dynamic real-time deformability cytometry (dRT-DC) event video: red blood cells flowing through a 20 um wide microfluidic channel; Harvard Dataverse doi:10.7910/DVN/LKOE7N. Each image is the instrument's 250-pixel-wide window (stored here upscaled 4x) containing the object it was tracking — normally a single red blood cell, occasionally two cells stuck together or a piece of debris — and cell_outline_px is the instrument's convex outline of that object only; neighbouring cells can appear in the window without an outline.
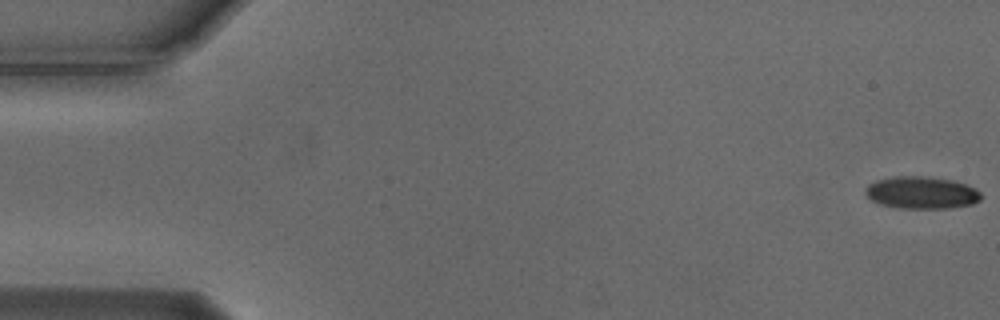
{"species": "Egyptian fruit bat (a non-hibernating species)", "species_latin": "Rousettus aegyptiacus", "temperature_condition": "cold", "stored_images_in_passage": 55, "camera_frame_rate_fps": 3000, "um_per_image_px": 0.085, "animal": {"sex": "male"}, "frame": {"image": 1, "passage_image": 1, "time_ms": 0.0, "image_size_px": [1000, 320], "cell_outline_px": [[980, 200], [972, 204], [948, 208], [900, 208], [880, 204], [872, 200], [864, 192], [864, 188], [868, 184], [876, 180], [896, 176], [924, 176], [952, 180], [976, 188], [980, 192]], "centroid_in_image_um": [78.31, 16.37], "position_along_channel_um": 6.7, "area_um2": 21.68}}
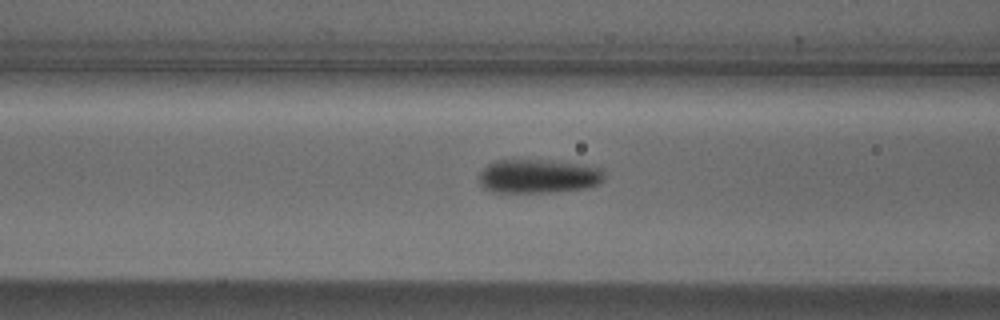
{"frame": {"image": 2, "passage_image": 22, "time_ms": 7.0, "image_size_px": [1000, 320], "cell_outline_px": [[604, 176], [596, 184], [584, 188], [548, 192], [492, 192], [484, 188], [480, 184], [480, 172], [488, 164], [496, 160], [544, 160], [600, 168], [604, 172]], "centroid_in_image_um": [45.67, 14.98], "position_along_channel_um": 120.9, "area_um2": 24.16}}
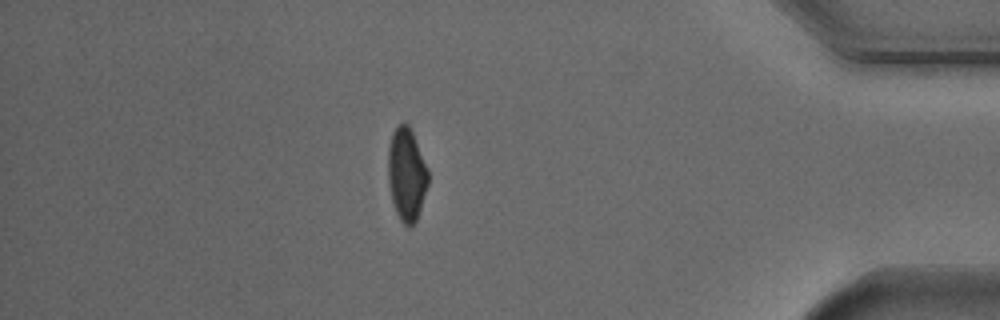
{"frame": {"image": 3, "passage_image": 48, "time_ms": 15.667, "image_size_px": [1000, 320], "cell_outline_px": [[428, 184], [416, 220], [408, 228], [400, 220], [396, 212], [392, 200], [388, 184], [388, 148], [392, 132], [396, 124], [404, 120], [408, 124], [412, 132], [428, 172]], "centroid_in_image_um": [34.53, 14.78], "position_along_channel_um": 400.7, "area_um2": 21.56}, "authors_computed_cell_mechanics": {"area_um2": 22.8888, "velocity_mm_per_s": 3.7246, "shape_relaxation_time_tau1_ms": 2.0623, "shape_relaxation_time_tau2_ms": 2.7694, "deformation_change_tau1": 0.1191, "deformation_change_tau2": 0.063}}